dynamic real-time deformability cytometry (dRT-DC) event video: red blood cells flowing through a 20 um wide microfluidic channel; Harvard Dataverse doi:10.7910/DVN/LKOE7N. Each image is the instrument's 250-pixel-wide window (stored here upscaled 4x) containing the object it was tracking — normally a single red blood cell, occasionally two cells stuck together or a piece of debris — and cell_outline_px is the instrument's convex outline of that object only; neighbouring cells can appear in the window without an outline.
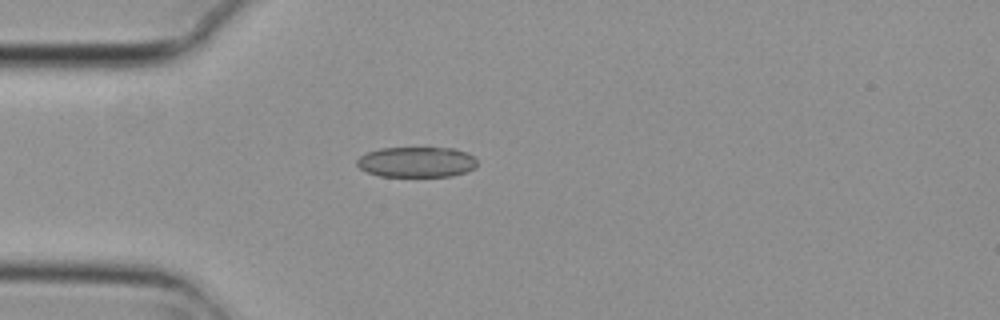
{"species": "common noctule bat (a hibernating species)", "species_latin": "Nyctalus noctula", "temperature_condition": "cold", "stored_images_in_passage": 5, "camera_frame_rate_fps": 3000, "um_per_image_px": 0.085, "animal": {"sex": "female", "body_mass_g": 29.2, "forearm_length_mm": 56.3}, "frame": {"image": 1, "passage_image": 5, "time_ms": 1.333, "image_size_px": [1000, 320], "cell_outline_px": [[476, 168], [468, 172], [452, 176], [380, 176], [368, 172], [360, 168], [356, 164], [356, 160], [360, 156], [368, 152], [380, 148], [452, 148], [468, 152], [476, 160]], "centroid_in_image_um": [35.43, 13.77], "position_along_channel_um": 49.6, "area_um2": 21.39}}